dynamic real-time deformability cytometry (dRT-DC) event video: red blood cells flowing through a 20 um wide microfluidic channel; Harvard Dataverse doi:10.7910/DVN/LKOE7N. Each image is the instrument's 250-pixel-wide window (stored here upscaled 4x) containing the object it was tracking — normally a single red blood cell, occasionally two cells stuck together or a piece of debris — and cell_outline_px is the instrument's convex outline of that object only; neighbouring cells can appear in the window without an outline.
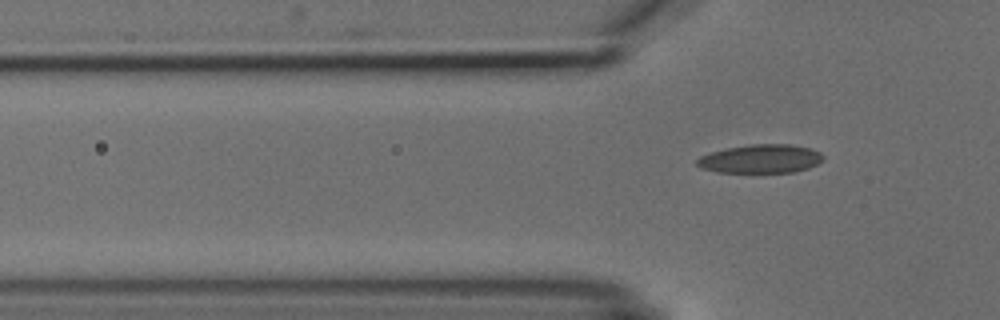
{"species": "common noctule bat (a hibernating species)", "species_latin": "Nyctalus noctula", "temperature_condition": "cold", "stored_images_in_passage": 5, "segment_of_instrument_passage": [2, 2], "camera_frame_rate_fps": 3000, "um_per_image_px": 0.085, "animal": {"sex": "male", "body_mass_g": 18.8}, "frame": {"image": 1, "passage_image": 5, "time_ms": 4.667, "image_size_px": [1000, 320], "cell_outline_px": [[824, 160], [808, 168], [792, 172], [716, 172], [700, 168], [696, 164], [696, 160], [700, 156], [712, 152], [728, 148], [752, 144], [788, 144], [812, 148], [820, 152], [824, 156]], "centroid_in_image_um": [64.67, 13.5], "position_along_channel_um": 61.1, "area_um2": 21.04}}